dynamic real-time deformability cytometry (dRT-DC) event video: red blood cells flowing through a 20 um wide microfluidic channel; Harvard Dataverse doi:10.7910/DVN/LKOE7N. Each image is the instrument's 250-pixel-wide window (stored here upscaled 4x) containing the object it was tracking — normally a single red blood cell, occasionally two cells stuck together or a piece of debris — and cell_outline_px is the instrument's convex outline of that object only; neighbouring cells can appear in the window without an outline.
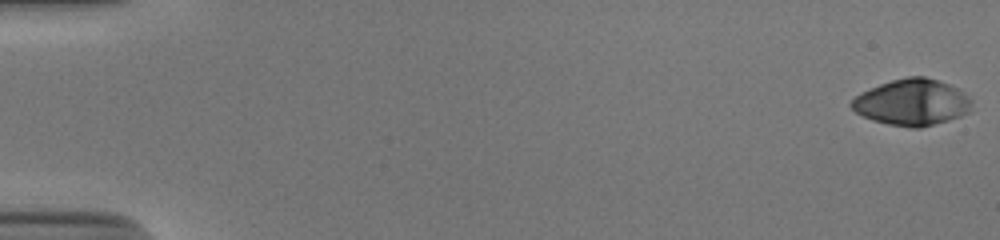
{"species": "human", "species_latin": "Homo sapiens", "temperature_condition": "cold", "stored_images_in_passage": 54, "camera_frame_rate_fps": 3000, "um_per_image_px": 0.085, "donor": {"sex": "male"}, "frame": {"image": 1, "passage_image": 1, "time_ms": 0.0, "image_size_px": [1000, 240], "cell_outline_px": [[972, 100], [968, 112], [960, 116], [948, 120], [920, 128], [908, 128], [888, 124], [872, 120], [856, 112], [848, 104], [860, 92], [880, 84], [892, 80], [908, 76], [924, 76], [948, 84], [956, 88], [968, 96]], "centroid_in_image_um": [77.49, 8.7], "position_along_channel_um": 7.5, "area_um2": 32.25}}
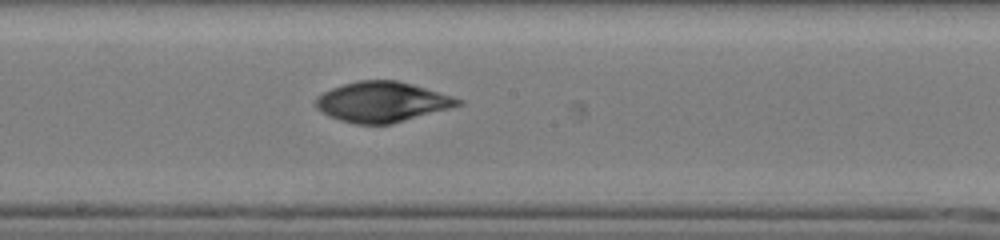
{"frame": {"image": 2, "passage_image": 31, "time_ms": 10.0, "image_size_px": [1000, 240], "cell_outline_px": [[464, 104], [392, 124], [356, 124], [340, 120], [328, 116], [316, 108], [316, 96], [332, 88], [344, 84], [360, 80], [396, 80], [412, 84], [452, 96], [464, 100]], "centroid_in_image_um": [32.48, 8.67], "position_along_channel_um": 215.7, "area_um2": 33.23}}
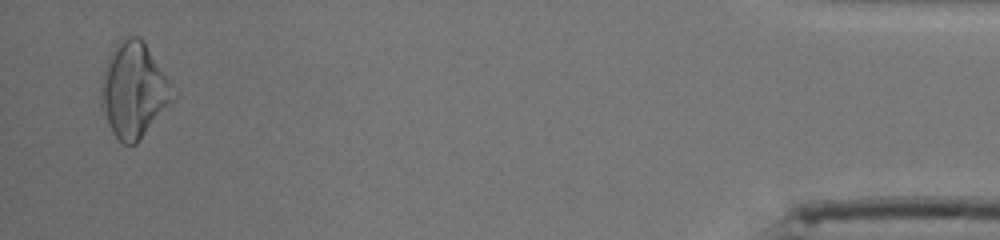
{"frame": {"image": 3, "passage_image": 53, "time_ms": 17.333, "image_size_px": [1000, 240], "cell_outline_px": [[176, 96], [140, 140], [136, 144], [124, 144], [112, 132], [100, 104], [100, 92], [104, 68], [108, 56], [112, 48], [120, 36], [140, 36], [144, 40], [172, 84]], "centroid_in_image_um": [11.36, 7.6], "position_along_channel_um": 423.8, "area_um2": 40.0}, "authors_computed_cell_mechanics": {"area_um2": 33.3795, "velocity_mm_per_s": 3.8666, "shape_relaxation_time_tau1_ms": 9.6348, "shape_relaxation_time_tau2_ms": 3.1842, "deformation_change_tau1": 0.2882, "deformation_change_tau2": 0.0604}}